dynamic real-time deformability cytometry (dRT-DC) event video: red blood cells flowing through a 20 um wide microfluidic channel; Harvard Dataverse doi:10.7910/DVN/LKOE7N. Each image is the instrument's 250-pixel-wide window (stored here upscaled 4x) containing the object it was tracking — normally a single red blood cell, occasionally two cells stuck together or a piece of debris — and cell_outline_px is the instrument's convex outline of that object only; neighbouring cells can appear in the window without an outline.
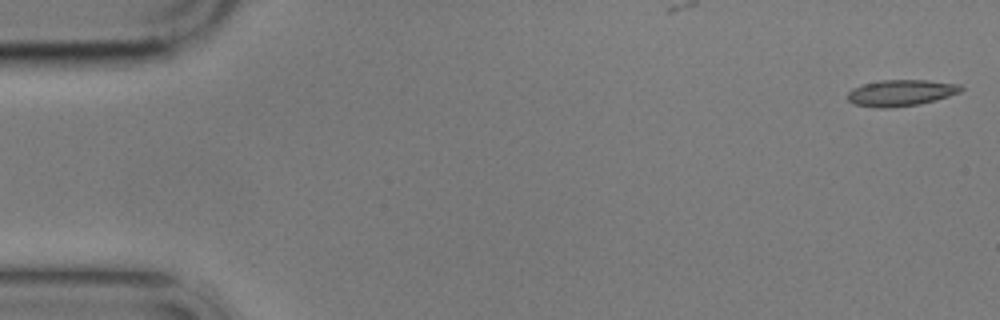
{"species": "common noctule bat (a hibernating species)", "species_latin": "Nyctalus noctula", "temperature_condition": "cold", "stored_images_in_passage": 5, "camera_frame_rate_fps": 3000, "um_per_image_px": 0.085, "animal": {"sex": "male", "body_mass_g": 17.9}, "frame": {"image": 1, "passage_image": 1, "time_ms": 0.0, "image_size_px": [1000, 320], "cell_outline_px": [[964, 88], [960, 92], [936, 100], [920, 104], [888, 108], [872, 108], [856, 104], [848, 100], [848, 92], [852, 88], [864, 84], [880, 80], [928, 80], [960, 84]], "centroid_in_image_um": [76.58, 7.89], "position_along_channel_um": 8.4, "area_um2": 17.46}}
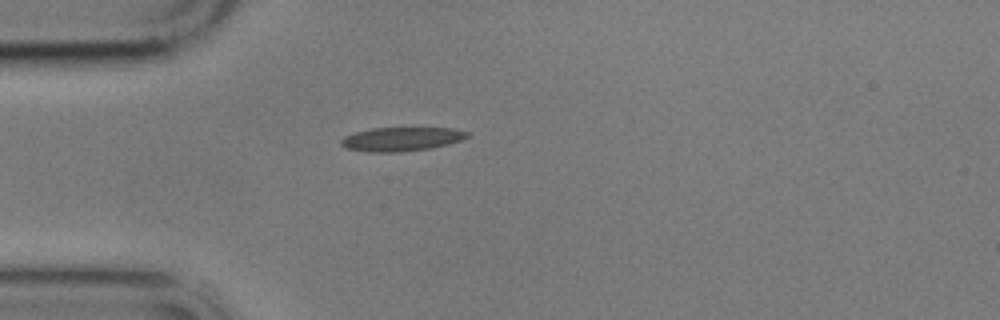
{"frame": {"image": 2, "passage_image": 5, "time_ms": 4.667, "image_size_px": [1000, 320], "cell_outline_px": [[472, 136], [448, 144], [432, 148], [400, 152], [368, 152], [344, 148], [340, 144], [340, 140], [344, 136], [356, 132], [372, 128], [452, 128], [472, 132]], "centroid_in_image_um": [34.15, 11.82], "position_along_channel_um": 50.8, "area_um2": 17.8}}